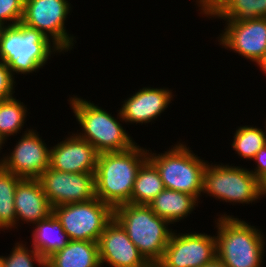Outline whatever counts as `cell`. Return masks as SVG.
<instances>
[{"instance_id":"obj_1","label":"cell","mask_w":266,"mask_h":267,"mask_svg":"<svg viewBox=\"0 0 266 267\" xmlns=\"http://www.w3.org/2000/svg\"><path fill=\"white\" fill-rule=\"evenodd\" d=\"M148 159V149L137 143L131 148L101 153L95 170V193L113 209L131 203V193L141 165Z\"/></svg>"},{"instance_id":"obj_2","label":"cell","mask_w":266,"mask_h":267,"mask_svg":"<svg viewBox=\"0 0 266 267\" xmlns=\"http://www.w3.org/2000/svg\"><path fill=\"white\" fill-rule=\"evenodd\" d=\"M217 216L214 221L217 258L228 267H261L266 252L263 231L237 216L225 213Z\"/></svg>"},{"instance_id":"obj_3","label":"cell","mask_w":266,"mask_h":267,"mask_svg":"<svg viewBox=\"0 0 266 267\" xmlns=\"http://www.w3.org/2000/svg\"><path fill=\"white\" fill-rule=\"evenodd\" d=\"M55 53L64 54L40 31L21 22L13 26H4L1 31L0 60L6 63L14 77L16 74L28 75L39 71Z\"/></svg>"},{"instance_id":"obj_4","label":"cell","mask_w":266,"mask_h":267,"mask_svg":"<svg viewBox=\"0 0 266 267\" xmlns=\"http://www.w3.org/2000/svg\"><path fill=\"white\" fill-rule=\"evenodd\" d=\"M68 101L81 129L75 134L88 141L99 154L124 151L136 144L120 123L124 120L119 110L115 118L109 111L81 96L73 95Z\"/></svg>"},{"instance_id":"obj_5","label":"cell","mask_w":266,"mask_h":267,"mask_svg":"<svg viewBox=\"0 0 266 267\" xmlns=\"http://www.w3.org/2000/svg\"><path fill=\"white\" fill-rule=\"evenodd\" d=\"M114 218L150 264L162 259L174 231L168 221L157 216L148 205L131 203L114 208Z\"/></svg>"},{"instance_id":"obj_6","label":"cell","mask_w":266,"mask_h":267,"mask_svg":"<svg viewBox=\"0 0 266 267\" xmlns=\"http://www.w3.org/2000/svg\"><path fill=\"white\" fill-rule=\"evenodd\" d=\"M184 143L179 141L160 154L149 148L148 159L158 169L165 189L190 194L200 202L208 161L195 155L191 147Z\"/></svg>"},{"instance_id":"obj_7","label":"cell","mask_w":266,"mask_h":267,"mask_svg":"<svg viewBox=\"0 0 266 267\" xmlns=\"http://www.w3.org/2000/svg\"><path fill=\"white\" fill-rule=\"evenodd\" d=\"M202 194L233 205L261 200L259 180L248 168L213 162L206 165Z\"/></svg>"},{"instance_id":"obj_8","label":"cell","mask_w":266,"mask_h":267,"mask_svg":"<svg viewBox=\"0 0 266 267\" xmlns=\"http://www.w3.org/2000/svg\"><path fill=\"white\" fill-rule=\"evenodd\" d=\"M53 214L70 240L98 242L106 225L114 218V209L96 197L87 202L54 206Z\"/></svg>"},{"instance_id":"obj_9","label":"cell","mask_w":266,"mask_h":267,"mask_svg":"<svg viewBox=\"0 0 266 267\" xmlns=\"http://www.w3.org/2000/svg\"><path fill=\"white\" fill-rule=\"evenodd\" d=\"M71 10L68 0H24L21 23L40 31L66 53L76 43L65 26Z\"/></svg>"},{"instance_id":"obj_10","label":"cell","mask_w":266,"mask_h":267,"mask_svg":"<svg viewBox=\"0 0 266 267\" xmlns=\"http://www.w3.org/2000/svg\"><path fill=\"white\" fill-rule=\"evenodd\" d=\"M216 237L205 233L171 234L158 267H203L217 257Z\"/></svg>"},{"instance_id":"obj_11","label":"cell","mask_w":266,"mask_h":267,"mask_svg":"<svg viewBox=\"0 0 266 267\" xmlns=\"http://www.w3.org/2000/svg\"><path fill=\"white\" fill-rule=\"evenodd\" d=\"M23 132L10 153L0 157V165L20 178L38 179L50 167L51 146L47 147L37 130Z\"/></svg>"},{"instance_id":"obj_12","label":"cell","mask_w":266,"mask_h":267,"mask_svg":"<svg viewBox=\"0 0 266 267\" xmlns=\"http://www.w3.org/2000/svg\"><path fill=\"white\" fill-rule=\"evenodd\" d=\"M38 179L52 207L96 198L94 173H68L48 167Z\"/></svg>"},{"instance_id":"obj_13","label":"cell","mask_w":266,"mask_h":267,"mask_svg":"<svg viewBox=\"0 0 266 267\" xmlns=\"http://www.w3.org/2000/svg\"><path fill=\"white\" fill-rule=\"evenodd\" d=\"M217 37L221 46L258 66L266 55V17L246 21H225Z\"/></svg>"},{"instance_id":"obj_14","label":"cell","mask_w":266,"mask_h":267,"mask_svg":"<svg viewBox=\"0 0 266 267\" xmlns=\"http://www.w3.org/2000/svg\"><path fill=\"white\" fill-rule=\"evenodd\" d=\"M101 267H149L151 264L129 239L126 230L113 218L98 240Z\"/></svg>"},{"instance_id":"obj_15","label":"cell","mask_w":266,"mask_h":267,"mask_svg":"<svg viewBox=\"0 0 266 267\" xmlns=\"http://www.w3.org/2000/svg\"><path fill=\"white\" fill-rule=\"evenodd\" d=\"M99 153L72 133L50 149V168L68 173H94Z\"/></svg>"},{"instance_id":"obj_16","label":"cell","mask_w":266,"mask_h":267,"mask_svg":"<svg viewBox=\"0 0 266 267\" xmlns=\"http://www.w3.org/2000/svg\"><path fill=\"white\" fill-rule=\"evenodd\" d=\"M173 99V92L168 87H142L122 101L119 111L127 124L153 123L168 108Z\"/></svg>"},{"instance_id":"obj_17","label":"cell","mask_w":266,"mask_h":267,"mask_svg":"<svg viewBox=\"0 0 266 267\" xmlns=\"http://www.w3.org/2000/svg\"><path fill=\"white\" fill-rule=\"evenodd\" d=\"M14 206L16 229L22 222V225L25 223L34 225L53 213V207L47 199L39 179L22 178L18 182Z\"/></svg>"},{"instance_id":"obj_18","label":"cell","mask_w":266,"mask_h":267,"mask_svg":"<svg viewBox=\"0 0 266 267\" xmlns=\"http://www.w3.org/2000/svg\"><path fill=\"white\" fill-rule=\"evenodd\" d=\"M200 203L194 196L170 189H163L149 204L151 210L171 225L184 221Z\"/></svg>"},{"instance_id":"obj_19","label":"cell","mask_w":266,"mask_h":267,"mask_svg":"<svg viewBox=\"0 0 266 267\" xmlns=\"http://www.w3.org/2000/svg\"><path fill=\"white\" fill-rule=\"evenodd\" d=\"M46 267H101L98 243L70 240L46 259Z\"/></svg>"},{"instance_id":"obj_20","label":"cell","mask_w":266,"mask_h":267,"mask_svg":"<svg viewBox=\"0 0 266 267\" xmlns=\"http://www.w3.org/2000/svg\"><path fill=\"white\" fill-rule=\"evenodd\" d=\"M32 226L35 227H32L30 244L45 260L70 242L61 222L53 213Z\"/></svg>"},{"instance_id":"obj_21","label":"cell","mask_w":266,"mask_h":267,"mask_svg":"<svg viewBox=\"0 0 266 267\" xmlns=\"http://www.w3.org/2000/svg\"><path fill=\"white\" fill-rule=\"evenodd\" d=\"M209 20L246 21L266 17V0H221L206 15Z\"/></svg>"},{"instance_id":"obj_22","label":"cell","mask_w":266,"mask_h":267,"mask_svg":"<svg viewBox=\"0 0 266 267\" xmlns=\"http://www.w3.org/2000/svg\"><path fill=\"white\" fill-rule=\"evenodd\" d=\"M164 189L156 166L147 159L140 167L131 193V204L148 205Z\"/></svg>"},{"instance_id":"obj_23","label":"cell","mask_w":266,"mask_h":267,"mask_svg":"<svg viewBox=\"0 0 266 267\" xmlns=\"http://www.w3.org/2000/svg\"><path fill=\"white\" fill-rule=\"evenodd\" d=\"M21 179L0 165V231L16 229L14 197Z\"/></svg>"},{"instance_id":"obj_24","label":"cell","mask_w":266,"mask_h":267,"mask_svg":"<svg viewBox=\"0 0 266 267\" xmlns=\"http://www.w3.org/2000/svg\"><path fill=\"white\" fill-rule=\"evenodd\" d=\"M27 113V106L16 97L0 101V135L10 140V136L21 133Z\"/></svg>"},{"instance_id":"obj_25","label":"cell","mask_w":266,"mask_h":267,"mask_svg":"<svg viewBox=\"0 0 266 267\" xmlns=\"http://www.w3.org/2000/svg\"><path fill=\"white\" fill-rule=\"evenodd\" d=\"M231 143L235 153L242 159L252 160L266 145L265 130L252 125H242L235 130Z\"/></svg>"},{"instance_id":"obj_26","label":"cell","mask_w":266,"mask_h":267,"mask_svg":"<svg viewBox=\"0 0 266 267\" xmlns=\"http://www.w3.org/2000/svg\"><path fill=\"white\" fill-rule=\"evenodd\" d=\"M11 250L8 256H3V267H46V260L23 241H17Z\"/></svg>"},{"instance_id":"obj_27","label":"cell","mask_w":266,"mask_h":267,"mask_svg":"<svg viewBox=\"0 0 266 267\" xmlns=\"http://www.w3.org/2000/svg\"><path fill=\"white\" fill-rule=\"evenodd\" d=\"M24 0H0V23L13 26L21 22Z\"/></svg>"},{"instance_id":"obj_28","label":"cell","mask_w":266,"mask_h":267,"mask_svg":"<svg viewBox=\"0 0 266 267\" xmlns=\"http://www.w3.org/2000/svg\"><path fill=\"white\" fill-rule=\"evenodd\" d=\"M15 80L10 68L0 60V101L14 97Z\"/></svg>"},{"instance_id":"obj_29","label":"cell","mask_w":266,"mask_h":267,"mask_svg":"<svg viewBox=\"0 0 266 267\" xmlns=\"http://www.w3.org/2000/svg\"><path fill=\"white\" fill-rule=\"evenodd\" d=\"M255 161V169L249 171L260 181L266 176V145L262 147L252 159Z\"/></svg>"},{"instance_id":"obj_30","label":"cell","mask_w":266,"mask_h":267,"mask_svg":"<svg viewBox=\"0 0 266 267\" xmlns=\"http://www.w3.org/2000/svg\"><path fill=\"white\" fill-rule=\"evenodd\" d=\"M221 0H196L200 14L206 16Z\"/></svg>"},{"instance_id":"obj_31","label":"cell","mask_w":266,"mask_h":267,"mask_svg":"<svg viewBox=\"0 0 266 267\" xmlns=\"http://www.w3.org/2000/svg\"><path fill=\"white\" fill-rule=\"evenodd\" d=\"M203 267H228L222 261H220L217 257L213 259L211 262L207 263Z\"/></svg>"},{"instance_id":"obj_32","label":"cell","mask_w":266,"mask_h":267,"mask_svg":"<svg viewBox=\"0 0 266 267\" xmlns=\"http://www.w3.org/2000/svg\"><path fill=\"white\" fill-rule=\"evenodd\" d=\"M260 197H266V176L263 177L260 181Z\"/></svg>"},{"instance_id":"obj_33","label":"cell","mask_w":266,"mask_h":267,"mask_svg":"<svg viewBox=\"0 0 266 267\" xmlns=\"http://www.w3.org/2000/svg\"><path fill=\"white\" fill-rule=\"evenodd\" d=\"M258 67L260 68L261 71H263L266 75V55L263 58V60L260 62V64L258 65Z\"/></svg>"},{"instance_id":"obj_34","label":"cell","mask_w":266,"mask_h":267,"mask_svg":"<svg viewBox=\"0 0 266 267\" xmlns=\"http://www.w3.org/2000/svg\"><path fill=\"white\" fill-rule=\"evenodd\" d=\"M6 141L7 140L0 135V152H2L1 149L4 147Z\"/></svg>"},{"instance_id":"obj_35","label":"cell","mask_w":266,"mask_h":267,"mask_svg":"<svg viewBox=\"0 0 266 267\" xmlns=\"http://www.w3.org/2000/svg\"><path fill=\"white\" fill-rule=\"evenodd\" d=\"M0 267H3V255L0 256Z\"/></svg>"},{"instance_id":"obj_36","label":"cell","mask_w":266,"mask_h":267,"mask_svg":"<svg viewBox=\"0 0 266 267\" xmlns=\"http://www.w3.org/2000/svg\"><path fill=\"white\" fill-rule=\"evenodd\" d=\"M3 27L4 26L0 23V34H1V31H2Z\"/></svg>"},{"instance_id":"obj_37","label":"cell","mask_w":266,"mask_h":267,"mask_svg":"<svg viewBox=\"0 0 266 267\" xmlns=\"http://www.w3.org/2000/svg\"><path fill=\"white\" fill-rule=\"evenodd\" d=\"M264 124H265L264 128H265V141H266V121Z\"/></svg>"},{"instance_id":"obj_38","label":"cell","mask_w":266,"mask_h":267,"mask_svg":"<svg viewBox=\"0 0 266 267\" xmlns=\"http://www.w3.org/2000/svg\"><path fill=\"white\" fill-rule=\"evenodd\" d=\"M149 267H158L156 264H151Z\"/></svg>"}]
</instances>
